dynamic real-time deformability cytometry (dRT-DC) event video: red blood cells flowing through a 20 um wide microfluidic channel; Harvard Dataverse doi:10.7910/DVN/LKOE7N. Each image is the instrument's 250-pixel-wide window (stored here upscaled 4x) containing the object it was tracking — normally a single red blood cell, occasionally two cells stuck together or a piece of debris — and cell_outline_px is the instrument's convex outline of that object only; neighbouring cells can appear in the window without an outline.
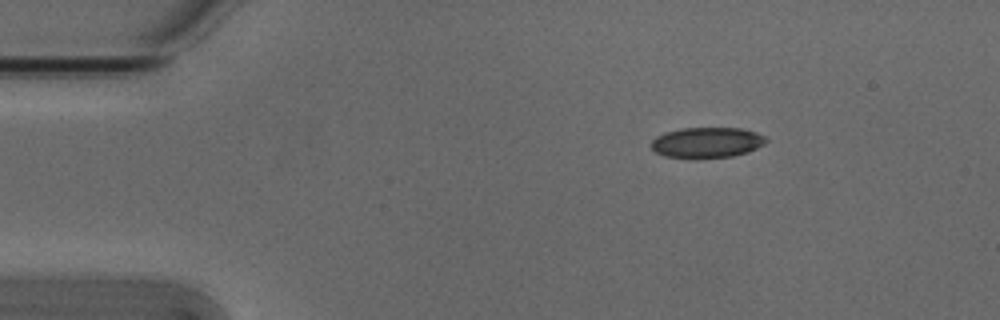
{"species": "Egyptian fruit bat (a non-hibernating species)", "species_latin": "Rousettus aegyptiacus", "temperature_condition": "cold", "stored_images_in_passage": 7, "camera_frame_rate_fps": 3000, "um_per_image_px": 0.085, "animal": {"sex": "male"}, "frame": {"image": 1, "passage_image": 1, "time_ms": 0.0, "image_size_px": [1000, 320], "cell_outline_px": [[768, 140], [764, 144], [748, 152], [732, 156], [696, 160], [664, 156], [656, 152], [652, 148], [652, 140], [656, 136], [664, 132], [684, 128], [740, 128], [756, 132], [764, 136]], "centroid_in_image_um": [60.07, 12.14], "position_along_channel_um": 24.9, "area_um2": 20.81}}